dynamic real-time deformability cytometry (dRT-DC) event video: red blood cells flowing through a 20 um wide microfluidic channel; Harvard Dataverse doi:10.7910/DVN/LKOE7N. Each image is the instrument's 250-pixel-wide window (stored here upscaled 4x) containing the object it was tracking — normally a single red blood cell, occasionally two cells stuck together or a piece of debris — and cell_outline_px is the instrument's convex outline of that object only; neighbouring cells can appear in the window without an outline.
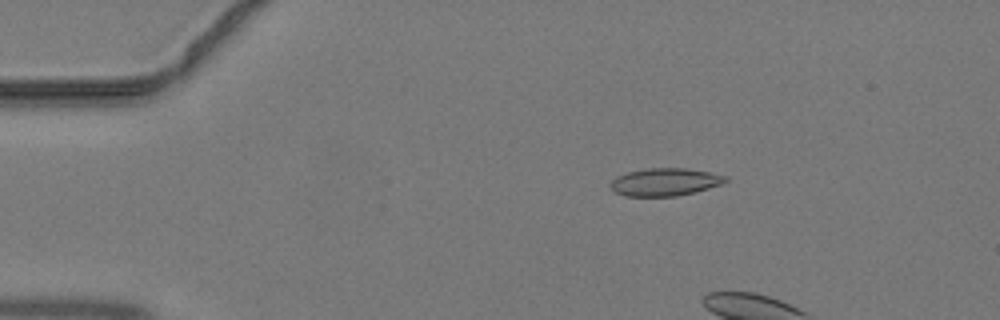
{"species": "common noctule bat (a hibernating species)", "species_latin": "Nyctalus noctula", "temperature_condition": "warm", "stored_images_in_passage": 6, "camera_frame_rate_fps": 3000, "um_per_image_px": 0.085, "animal": {"sex": "male", "body_mass_g": 19.2, "forearm_length_mm": 51.8}, "frame": {"image": 1, "passage_image": 3, "time_ms": 0.667, "image_size_px": [1000, 320], "cell_outline_px": [[728, 180], [724, 184], [676, 196], [624, 196], [616, 192], [608, 184], [616, 176], [628, 172], [648, 168], [684, 168], [708, 172], [728, 176]], "centroid_in_image_um": [56.52, 15.47], "position_along_channel_um": 28.5, "area_um2": 18.5}}